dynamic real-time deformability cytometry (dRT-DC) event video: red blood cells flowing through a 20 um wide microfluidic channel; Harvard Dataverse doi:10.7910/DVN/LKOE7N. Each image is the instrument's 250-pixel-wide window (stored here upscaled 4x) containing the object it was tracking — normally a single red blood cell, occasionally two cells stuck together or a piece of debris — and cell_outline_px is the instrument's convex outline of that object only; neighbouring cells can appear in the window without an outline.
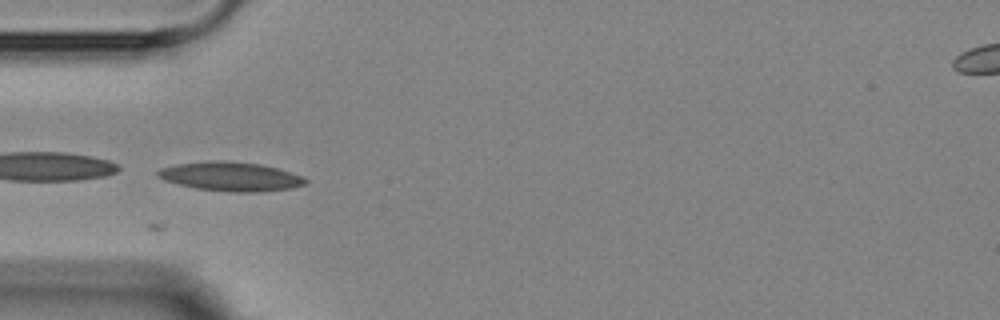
{"species": "Egyptian fruit bat (a non-hibernating species)", "species_latin": "Rousettus aegyptiacus", "temperature_condition": "room temperature", "stored_images_in_passage": 6, "camera_frame_rate_fps": 3000, "um_per_image_px": 0.085, "animal": {"sex": "female"}, "frame": {"image": 1, "passage_image": 4, "time_ms": 4.333, "image_size_px": [1000, 320], "cell_outline_px": [[308, 180], [304, 184], [292, 188], [260, 192], [228, 192], [196, 188], [164, 180], [156, 176], [156, 172], [160, 168], [176, 164], [208, 160], [228, 160], [260, 164], [276, 168], [300, 176]], "centroid_in_image_um": [19.56, 14.99], "position_along_channel_um": 65.4, "area_um2": 25.03}}